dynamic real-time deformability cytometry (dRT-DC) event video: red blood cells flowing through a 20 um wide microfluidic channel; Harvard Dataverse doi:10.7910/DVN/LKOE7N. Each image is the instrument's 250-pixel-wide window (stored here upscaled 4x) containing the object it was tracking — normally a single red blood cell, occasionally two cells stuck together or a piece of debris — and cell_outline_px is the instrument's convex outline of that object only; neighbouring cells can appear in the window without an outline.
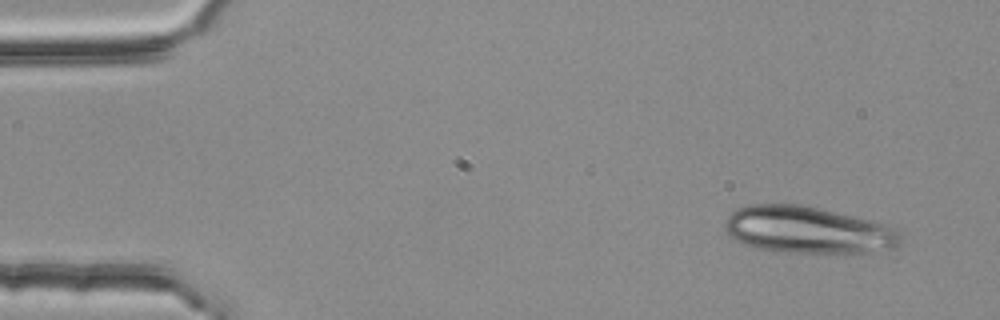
{"species": "common noctule bat (a hibernating species)", "species_latin": "Nyctalus noctula", "temperature_condition": "room temperature", "stored_images_in_passage": 3, "camera_frame_rate_fps": 3000, "um_per_image_px": 0.085, "animal": {"sex": "female", "body_mass_g": 25.1}, "frame": {"image": 1, "passage_image": 1, "time_ms": 0.0, "image_size_px": [1000, 320], "cell_outline_px": [[900, 244], [896, 248], [868, 252], [788, 252], [760, 248], [744, 244], [736, 240], [724, 228], [724, 220], [736, 208], [748, 204], [800, 204], [868, 220], [900, 228]], "centroid_in_image_um": [68.66, 19.54], "position_along_channel_um": 16.3, "area_um2": 47.63}}